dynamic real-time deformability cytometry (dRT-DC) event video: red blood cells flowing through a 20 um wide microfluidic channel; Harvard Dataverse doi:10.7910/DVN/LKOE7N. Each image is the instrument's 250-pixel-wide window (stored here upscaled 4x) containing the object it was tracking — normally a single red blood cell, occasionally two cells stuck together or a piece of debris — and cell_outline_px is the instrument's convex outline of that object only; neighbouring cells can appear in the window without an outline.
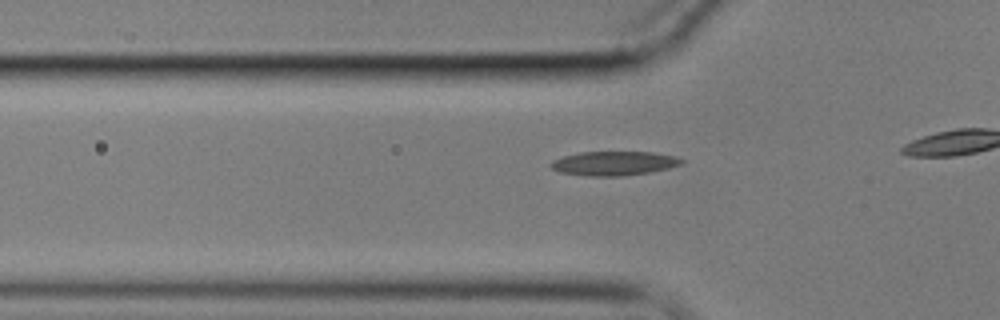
{"species": "common noctule bat (a hibernating species)", "species_latin": "Nyctalus noctula", "temperature_condition": "cold", "stored_images_in_passage": 15, "camera_frame_rate_fps": 3000, "um_per_image_px": 0.085, "animal": {"sex": "male", "body_mass_g": 17.9}, "frame": {"image": 1, "passage_image": 9, "time_ms": 2.667, "image_size_px": [1000, 320], "cell_outline_px": [[684, 164], [668, 168], [648, 172], [620, 176], [588, 176], [560, 172], [552, 168], [548, 164], [552, 160], [564, 156], [580, 152], [652, 152], [676, 156], [684, 160]], "centroid_in_image_um": [52.19, 13.88], "position_along_channel_um": 73.6, "area_um2": 18.38}}
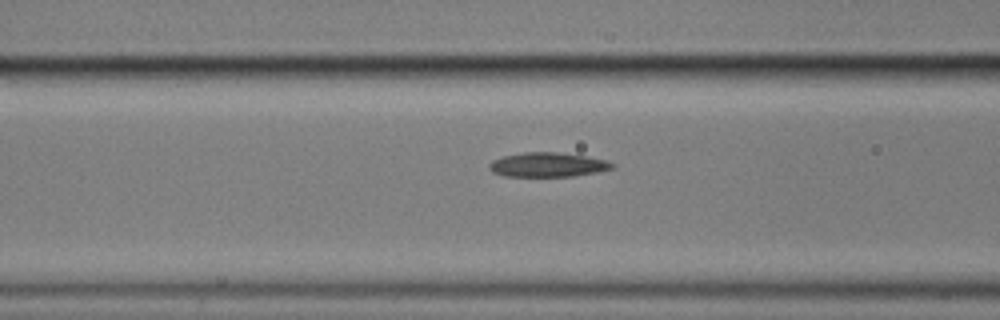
{"frame": {"image": 2, "passage_image": 13, "time_ms": 4.0, "image_size_px": [1000, 320], "cell_outline_px": [[616, 168], [596, 172], [572, 176], [504, 176], [492, 172], [488, 168], [488, 164], [492, 160], [504, 156], [524, 152], [556, 152], [584, 156], [608, 160], [616, 164]], "centroid_in_image_um": [46.57, 14.0], "position_along_channel_um": 120.0, "area_um2": 17.51}}